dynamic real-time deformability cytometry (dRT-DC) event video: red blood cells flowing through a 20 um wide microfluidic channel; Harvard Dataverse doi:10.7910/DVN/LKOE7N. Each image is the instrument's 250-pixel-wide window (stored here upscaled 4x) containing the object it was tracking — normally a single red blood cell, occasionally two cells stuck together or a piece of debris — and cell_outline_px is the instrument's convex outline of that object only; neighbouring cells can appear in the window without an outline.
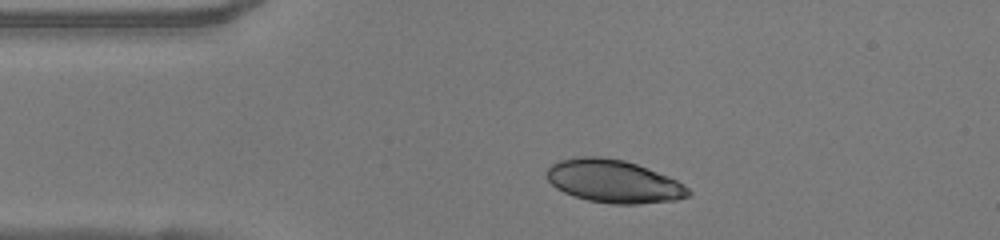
{"species": "human", "species_latin": "Homo sapiens", "temperature_condition": "warm", "stored_images_in_passage": 32, "camera_frame_rate_fps": 3000, "um_per_image_px": 0.085, "donor": {"sex": "female"}, "frame": {"image": 1, "passage_image": 1, "time_ms": 0.0, "image_size_px": [1000, 240], "cell_outline_px": [[692, 192], [688, 196], [676, 200], [636, 204], [612, 204], [588, 200], [564, 192], [556, 188], [548, 180], [544, 172], [556, 160], [580, 156], [600, 156], [624, 160], [636, 164], [668, 176], [676, 180], [688, 188]], "centroid_in_image_um": [52.12, 15.4], "position_along_channel_um": 32.9, "area_um2": 35.43}}
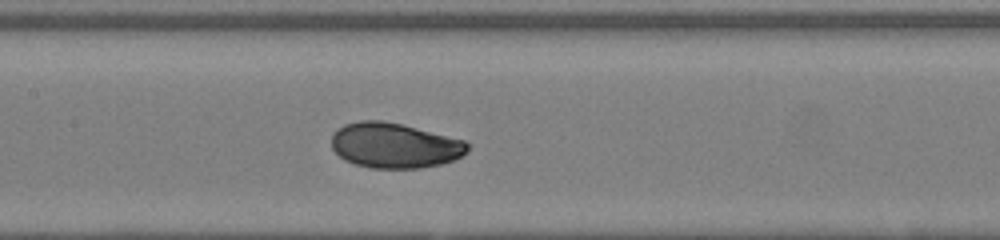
{"frame": {"image": 2, "passage_image": 14, "time_ms": 4.333, "image_size_px": [1000, 240], "cell_outline_px": [[468, 152], [452, 160], [440, 164], [420, 168], [372, 168], [352, 164], [344, 160], [332, 148], [332, 136], [344, 124], [360, 120], [380, 120], [400, 124], [464, 140], [468, 144]], "centroid_in_image_um": [33.52, 12.37], "position_along_channel_um": 173.9, "area_um2": 35.55}}
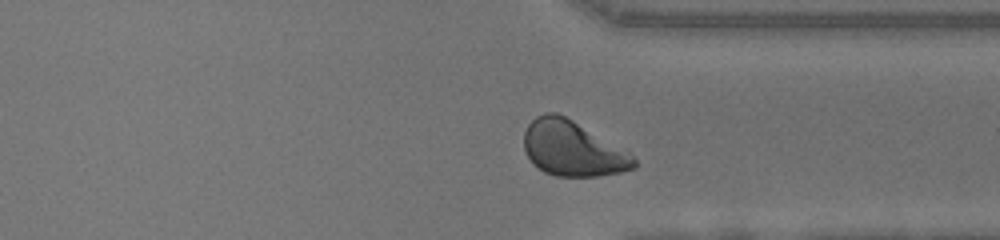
{"frame": {"image": 3, "passage_image": 28, "time_ms": 9.0, "image_size_px": [1000, 240], "cell_outline_px": [[636, 168], [620, 172], [600, 176], [556, 176], [544, 172], [536, 168], [532, 164], [524, 152], [524, 132], [528, 124], [536, 116], [544, 112], [556, 112], [628, 148], [636, 160]], "centroid_in_image_um": [48.7, 12.63], "position_along_channel_um": 362.7, "area_um2": 36.13}, "authors_computed_cell_mechanics": {"area_um2": 35.4892, "velocity_mm_per_s": 4.0617, "shape_relaxation_time_tau1_ms": 2.9902, "shape_relaxation_time_tau2_ms": null, "deformation_change_tau1": 0.1251, "deformation_change_tau2": null}}